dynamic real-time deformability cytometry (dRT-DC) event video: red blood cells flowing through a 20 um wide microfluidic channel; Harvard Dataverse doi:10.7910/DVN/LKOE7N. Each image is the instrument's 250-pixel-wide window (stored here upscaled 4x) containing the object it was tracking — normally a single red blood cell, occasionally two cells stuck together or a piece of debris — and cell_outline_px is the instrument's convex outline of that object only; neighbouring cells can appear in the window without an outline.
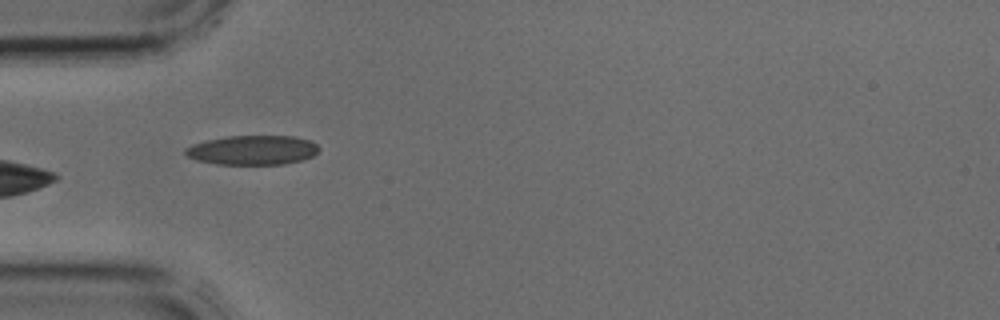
{"species": "common noctule bat (a hibernating species)", "species_latin": "Nyctalus noctula", "temperature_condition": "cold", "stored_images_in_passage": 3, "camera_frame_rate_fps": 3000, "um_per_image_px": 0.085, "animal": {"sex": "male", "body_mass_g": 17.9, "forearm_length_mm": 54.2}, "frame": {"image": 1, "passage_image": 3, "time_ms": 0.667, "image_size_px": [1000, 320], "cell_outline_px": [[320, 148], [312, 156], [304, 160], [284, 164], [216, 164], [196, 160], [188, 156], [184, 152], [184, 148], [192, 144], [208, 140], [228, 136], [292, 136], [312, 140]], "centroid_in_image_um": [21.48, 12.76], "position_along_channel_um": 63.5, "area_um2": 22.95}}